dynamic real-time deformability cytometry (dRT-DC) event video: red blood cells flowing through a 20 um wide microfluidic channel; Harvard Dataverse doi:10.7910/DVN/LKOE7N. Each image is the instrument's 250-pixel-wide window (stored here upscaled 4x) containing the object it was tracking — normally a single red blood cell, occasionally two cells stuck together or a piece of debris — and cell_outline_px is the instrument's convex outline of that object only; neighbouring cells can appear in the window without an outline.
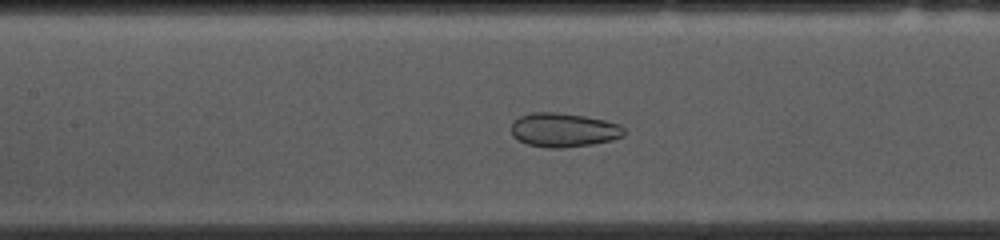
{"species": "common noctule bat (a hibernating species)", "species_latin": "Nyctalus noctula", "temperature_condition": "cold", "stored_images_in_passage": 53, "camera_frame_rate_fps": 3000, "um_per_image_px": 0.085, "animal": {"sex": "female", "body_mass_g": 10.0, "forearm_length_mm": 53.1}, "frame": {"image": 1, "passage_image": 23, "time_ms": 7.333, "image_size_px": [1000, 240], "cell_outline_px": [[624, 136], [612, 140], [592, 144], [564, 148], [548, 148], [528, 144], [512, 136], [512, 120], [520, 116], [532, 112], [556, 112], [584, 116], [604, 120], [620, 124], [624, 128]], "centroid_in_image_um": [47.91, 11.05], "position_along_channel_um": 159.5, "area_um2": 22.43}}
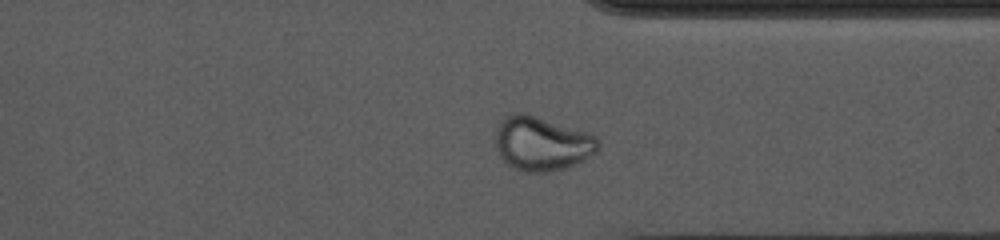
{"frame": {"image": 2, "passage_image": 40, "time_ms": 13.0, "image_size_px": [1000, 240], "cell_outline_px": [[600, 148], [596, 152], [584, 160], [576, 164], [564, 168], [548, 172], [524, 172], [508, 164], [500, 156], [496, 148], [496, 128], [504, 116], [512, 112], [524, 112], [596, 136], [600, 140]], "centroid_in_image_um": [46.05, 12.2], "position_along_channel_um": 365.4, "area_um2": 32.31}}
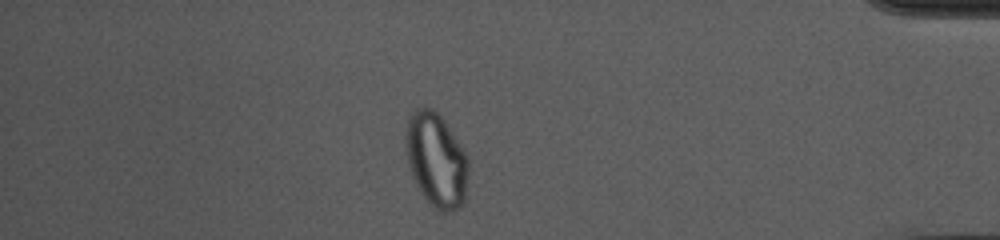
{"frame": {"image": 3, "passage_image": 46, "time_ms": 15.0, "image_size_px": [1000, 240], "cell_outline_px": [[468, 180], [464, 200], [460, 208], [444, 212], [440, 212], [420, 192], [408, 168], [404, 152], [404, 132], [408, 116], [416, 108], [432, 108], [444, 120], [468, 156]], "centroid_in_image_um": [37.04, 13.57], "position_along_channel_um": 398.2, "area_um2": 34.85}}